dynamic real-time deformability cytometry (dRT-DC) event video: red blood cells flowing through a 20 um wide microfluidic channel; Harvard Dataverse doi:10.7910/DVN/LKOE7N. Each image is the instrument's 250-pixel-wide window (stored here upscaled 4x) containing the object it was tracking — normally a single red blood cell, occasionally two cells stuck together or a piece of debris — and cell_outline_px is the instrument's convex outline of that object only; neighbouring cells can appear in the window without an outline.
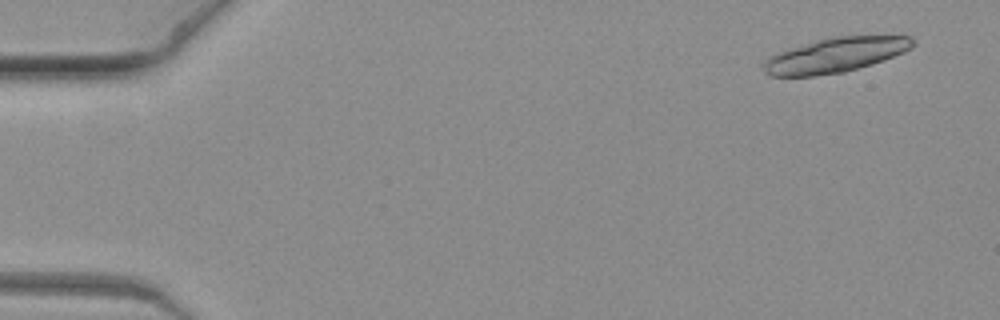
{"species": "common noctule bat (a hibernating species)", "species_latin": "Nyctalus noctula", "temperature_condition": "warm", "stored_images_in_passage": 10, "camera_frame_rate_fps": 3000, "um_per_image_px": 0.085, "animal": {"sex": "female", "body_mass_g": 19.3, "forearm_length_mm": 54.1}, "frame": {"image": 1, "passage_image": 2, "time_ms": 0.333, "image_size_px": [1000, 320], "cell_outline_px": [[916, 44], [912, 48], [904, 52], [872, 64], [844, 72], [816, 76], [772, 76], [764, 72], [760, 64], [768, 56], [788, 48], [832, 36], [912, 36], [916, 40]], "centroid_in_image_um": [70.98, 4.68], "position_along_channel_um": 14.0, "area_um2": 30.52}}